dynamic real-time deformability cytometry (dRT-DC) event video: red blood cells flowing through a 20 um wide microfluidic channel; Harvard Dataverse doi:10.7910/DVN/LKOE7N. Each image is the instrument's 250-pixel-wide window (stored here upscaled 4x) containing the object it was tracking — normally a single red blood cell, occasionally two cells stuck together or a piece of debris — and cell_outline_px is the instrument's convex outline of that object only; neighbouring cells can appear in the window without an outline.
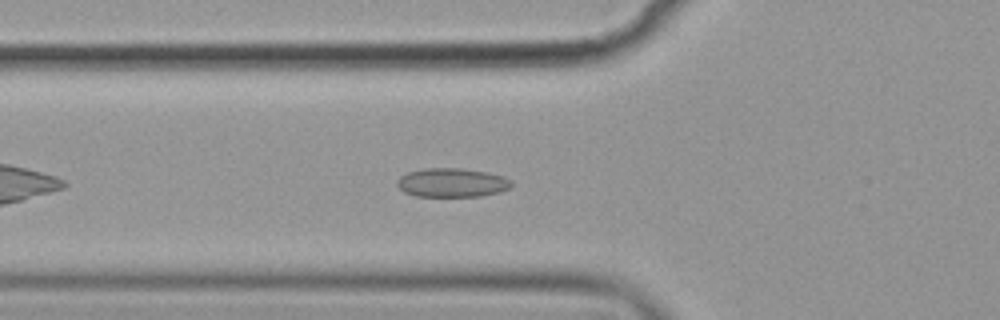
{"species": "common noctule bat (a hibernating species)", "species_latin": "Nyctalus noctula", "temperature_condition": "cold", "stored_images_in_passage": 39, "camera_frame_rate_fps": 3000, "um_per_image_px": 0.085, "animal": {"sex": "female", "body_mass_g": 19.9}, "frame": {"image": 1, "passage_image": 8, "time_ms": 2.333, "image_size_px": [1000, 320], "cell_outline_px": [[512, 184], [508, 188], [500, 192], [480, 196], [416, 196], [404, 192], [396, 184], [396, 180], [400, 176], [408, 172], [424, 168], [460, 168], [488, 172], [504, 176], [512, 180]], "centroid_in_image_um": [38.42, 15.52], "position_along_channel_um": 87.4, "area_um2": 19.36}}
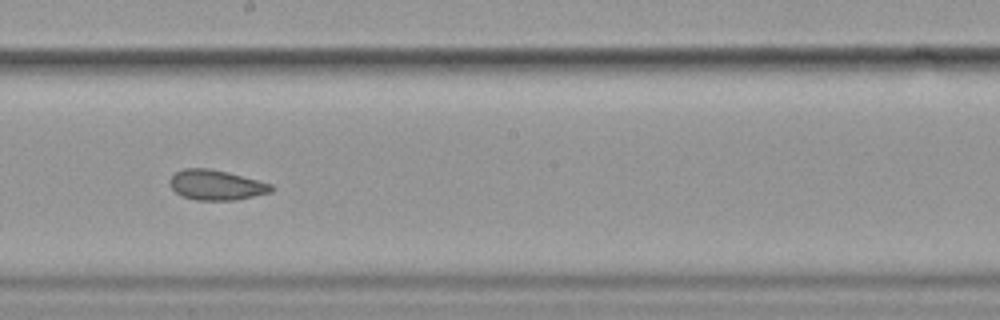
{"frame": {"image": 2, "passage_image": 20, "time_ms": 6.333, "image_size_px": [1000, 320], "cell_outline_px": [[276, 188], [272, 192], [236, 200], [196, 200], [180, 196], [172, 188], [168, 180], [176, 172], [184, 168], [208, 168], [228, 172], [272, 184]], "centroid_in_image_um": [18.39, 15.73], "position_along_channel_um": 229.8, "area_um2": 17.92}}
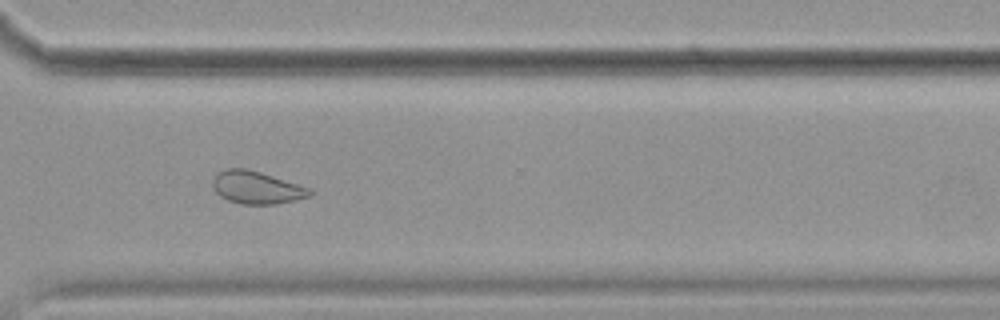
{"frame": {"image": 3, "passage_image": 30, "time_ms": 9.667, "image_size_px": [1000, 320], "cell_outline_px": [[316, 192], [312, 196], [276, 204], [244, 204], [228, 200], [220, 196], [212, 188], [212, 180], [216, 172], [224, 168], [244, 168], [260, 172], [312, 188]], "centroid_in_image_um": [21.83, 15.93], "position_along_channel_um": 348.8, "area_um2": 18.73}, "authors_computed_cell_mechanics": {"area_um2": 18.496, "velocity_mm_per_s": 3.5636, "shape_relaxation_time_tau1_ms": null, "shape_relaxation_time_tau2_ms": 1.3652, "deformation_change_tau1": null, "deformation_change_tau2": 0.0619}}